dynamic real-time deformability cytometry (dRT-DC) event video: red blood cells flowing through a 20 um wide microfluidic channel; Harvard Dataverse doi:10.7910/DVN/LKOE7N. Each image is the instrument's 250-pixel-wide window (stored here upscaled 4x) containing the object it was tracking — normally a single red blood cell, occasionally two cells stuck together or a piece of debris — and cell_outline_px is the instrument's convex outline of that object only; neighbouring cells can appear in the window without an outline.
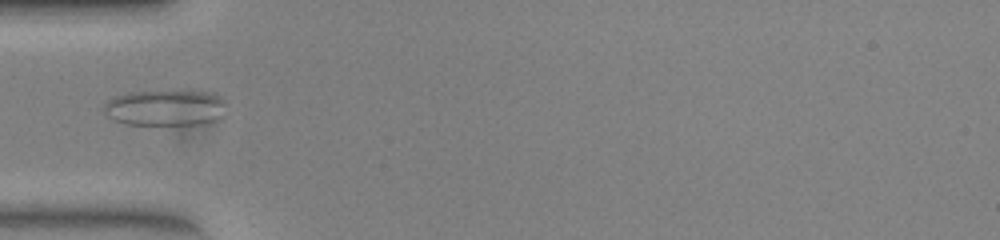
{"species": "common noctule bat (a hibernating species)", "species_latin": "Nyctalus noctula", "temperature_condition": "warm", "stored_images_in_passage": 38, "camera_frame_rate_fps": 3000, "um_per_image_px": 0.085, "animal": {"sex": "female", "body_mass_g": 23.0, "forearm_length_mm": 53.4}, "frame": {"image": 1, "passage_image": 1, "time_ms": 0.0, "image_size_px": [1000, 240], "cell_outline_px": [[224, 104], [212, 120], [196, 124], [128, 124], [116, 120], [104, 112], [104, 104], [108, 100], [116, 96], [128, 92], [204, 92], [220, 96], [224, 100]], "centroid_in_image_um": [13.94, 9.15], "position_along_channel_um": 71.1, "area_um2": 24.39}}
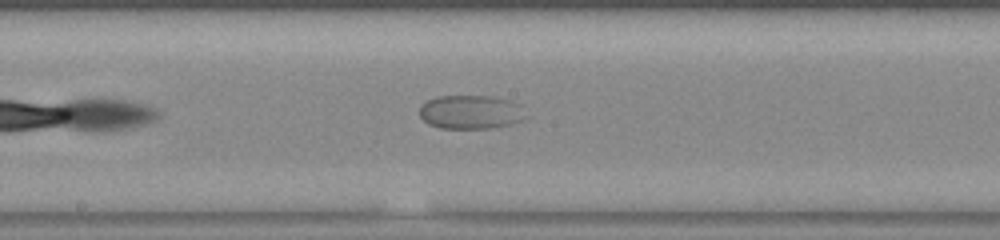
{"frame": {"image": 2, "passage_image": 12, "time_ms": 3.667, "image_size_px": [1000, 240], "cell_outline_px": [[532, 116], [508, 124], [492, 128], [440, 128], [428, 124], [420, 116], [420, 104], [436, 96], [488, 96], [508, 100], [520, 104]], "centroid_in_image_um": [40.04, 9.52], "position_along_channel_um": 208.2, "area_um2": 21.15}}
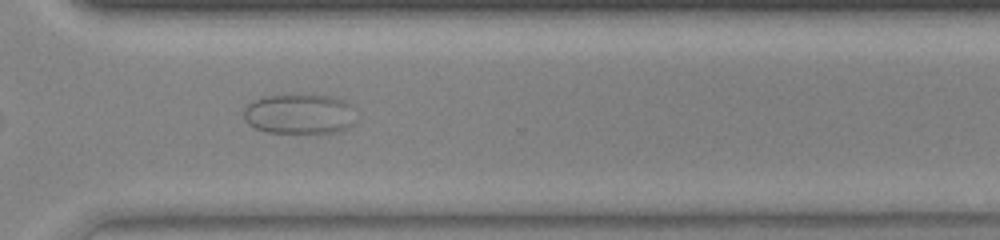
{"frame": {"image": 3, "passage_image": 23, "time_ms": 7.333, "image_size_px": [1000, 240], "cell_outline_px": [[352, 124], [348, 128], [336, 132], [268, 132], [256, 128], [248, 124], [244, 120], [244, 108], [252, 100], [264, 96], [296, 92], [336, 96], [348, 100], [352, 104]], "centroid_in_image_um": [25.44, 9.62], "position_along_channel_um": 345.2, "area_um2": 26.99}}